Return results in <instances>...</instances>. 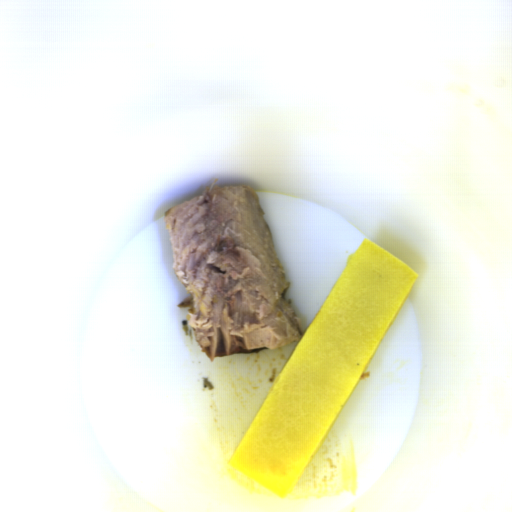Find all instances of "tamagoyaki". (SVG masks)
Returning <instances> with one entry per match:
<instances>
[{
    "label": "tamagoyaki",
    "instance_id": "81b7327e",
    "mask_svg": "<svg viewBox=\"0 0 512 512\" xmlns=\"http://www.w3.org/2000/svg\"><path fill=\"white\" fill-rule=\"evenodd\" d=\"M417 276L367 239L348 256L230 465L277 497L291 494Z\"/></svg>",
    "mask_w": 512,
    "mask_h": 512
}]
</instances>
